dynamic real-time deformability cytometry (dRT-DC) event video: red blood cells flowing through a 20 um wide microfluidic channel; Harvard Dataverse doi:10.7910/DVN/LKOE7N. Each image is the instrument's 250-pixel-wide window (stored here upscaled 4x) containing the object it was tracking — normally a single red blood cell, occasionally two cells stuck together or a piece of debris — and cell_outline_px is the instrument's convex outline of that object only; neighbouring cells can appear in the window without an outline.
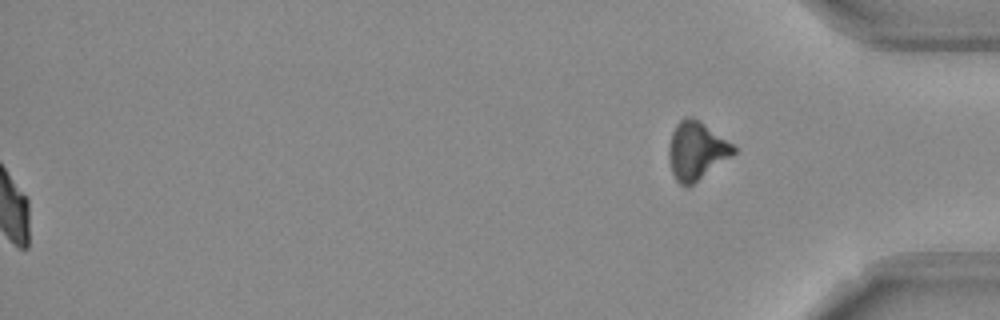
{"species": "Egyptian fruit bat (a non-hibernating species)", "species_latin": "Rousettus aegyptiacus", "temperature_condition": "room temperature", "stored_images_in_passage": 54, "segment_of_instrument_passage": [2, 2], "camera_frame_rate_fps": 3000, "um_per_image_px": 0.085, "frame": {"image": 1, "passage_image": 54, "time_ms": 17.667, "image_size_px": [1000, 320], "cell_outline_px": [[736, 152], [732, 156], [692, 184], [680, 184], [676, 180], [672, 172], [668, 156], [668, 144], [672, 132], [676, 124], [684, 116], [692, 116], [700, 120], [732, 144], [736, 148]], "centroid_in_image_um": [59.17, 12.76], "position_along_channel_um": 376.0, "area_um2": 21.73}}